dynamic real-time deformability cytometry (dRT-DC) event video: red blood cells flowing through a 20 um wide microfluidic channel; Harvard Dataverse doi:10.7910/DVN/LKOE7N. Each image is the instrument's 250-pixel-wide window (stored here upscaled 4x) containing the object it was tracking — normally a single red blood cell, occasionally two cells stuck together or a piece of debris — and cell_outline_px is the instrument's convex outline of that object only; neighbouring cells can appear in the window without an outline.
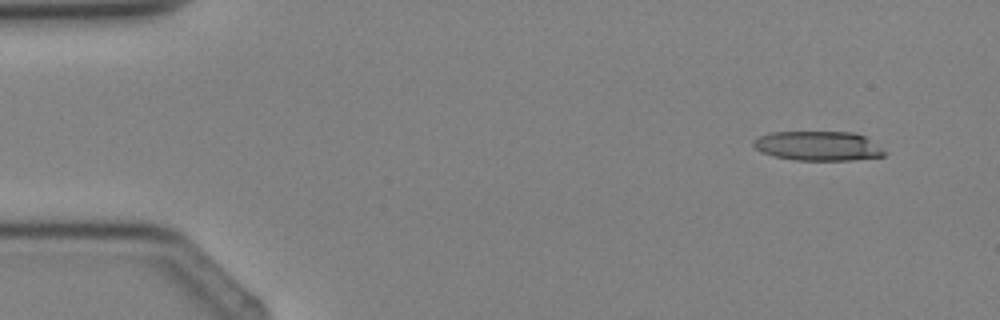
{"species": "Egyptian fruit bat (a non-hibernating species)", "species_latin": "Rousettus aegyptiacus", "temperature_condition": "cold", "stored_images_in_passage": 3, "camera_frame_rate_fps": 3000, "um_per_image_px": 0.085, "animal": {"sex": "female"}, "frame": {"image": 1, "passage_image": 1, "time_ms": 0.0, "image_size_px": [1000, 320], "cell_outline_px": [[888, 152], [884, 156], [852, 160], [796, 160], [772, 156], [760, 152], [752, 144], [752, 140], [768, 132], [856, 132], [864, 136]], "centroid_in_image_um": [69.52, 12.4], "position_along_channel_um": 15.5, "area_um2": 22.66}}
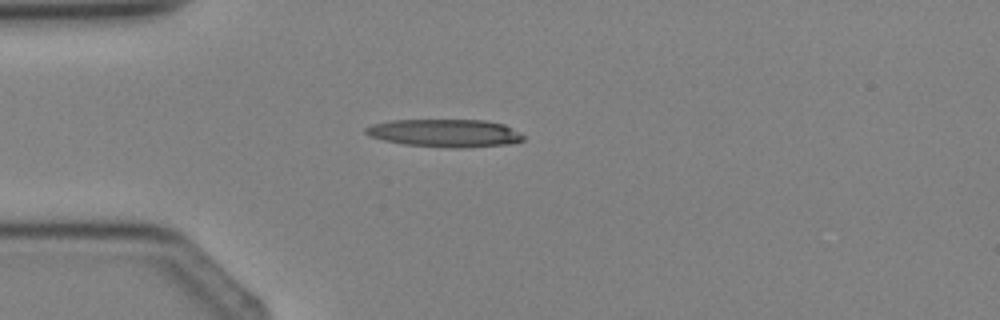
{"frame": {"image": 2, "passage_image": 3, "time_ms": 2.333, "image_size_px": [1000, 320], "cell_outline_px": [[524, 140], [508, 144], [464, 148], [452, 148], [404, 144], [384, 140], [368, 136], [364, 132], [364, 128], [372, 124], [388, 120], [484, 120], [504, 124], [520, 132], [524, 136]], "centroid_in_image_um": [37.81, 11.31], "position_along_channel_um": 47.2, "area_um2": 25.72}}